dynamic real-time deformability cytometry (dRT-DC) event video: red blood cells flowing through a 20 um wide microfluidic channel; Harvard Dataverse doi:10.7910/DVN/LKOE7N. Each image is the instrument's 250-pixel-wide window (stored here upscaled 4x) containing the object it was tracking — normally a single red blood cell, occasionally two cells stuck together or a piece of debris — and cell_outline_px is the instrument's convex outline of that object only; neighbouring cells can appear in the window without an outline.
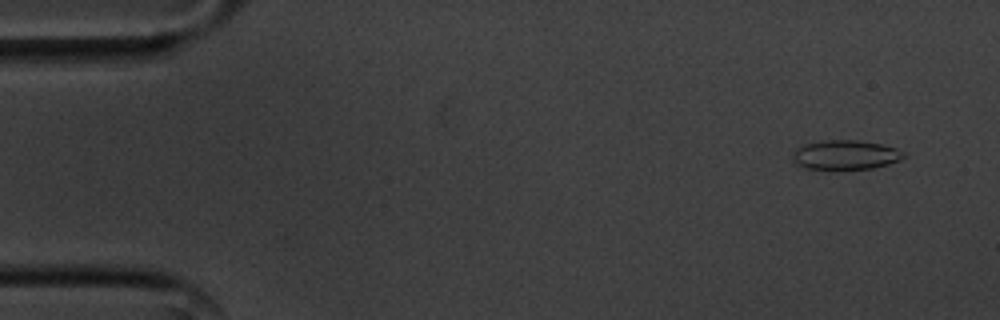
{"species": "common noctule bat (a hibernating species)", "species_latin": "Nyctalus noctula", "temperature_condition": "cold", "stored_images_in_passage": 56, "camera_frame_rate_fps": 3000, "um_per_image_px": 0.085, "animal": {"sex": "male", "body_mass_g": 20.1, "forearm_length_mm": 53.5}, "frame": {"image": 1, "passage_image": 4, "time_ms": 1.0, "image_size_px": [1000, 320], "cell_outline_px": [[904, 156], [900, 160], [888, 164], [872, 168], [804, 168], [796, 164], [792, 156], [792, 152], [796, 148], [804, 144], [824, 140], [856, 140], [880, 144], [896, 148], [904, 152]], "centroid_in_image_um": [71.84, 13.15], "position_along_channel_um": 13.2, "area_um2": 18.73}}
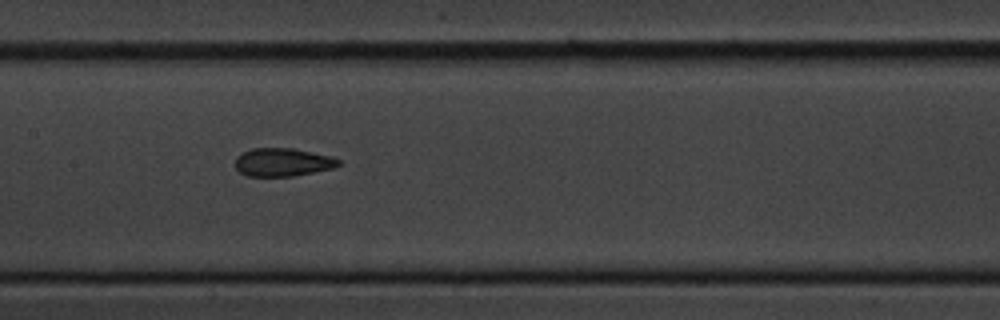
{"frame": {"image": 2, "passage_image": 27, "time_ms": 8.667, "image_size_px": [1000, 320], "cell_outline_px": [[340, 164], [332, 168], [292, 176], [248, 176], [240, 172], [236, 168], [236, 156], [252, 148], [292, 148], [332, 156], [340, 160]], "centroid_in_image_um": [24.02, 13.78], "position_along_channel_um": 183.4, "area_um2": 16.82}}
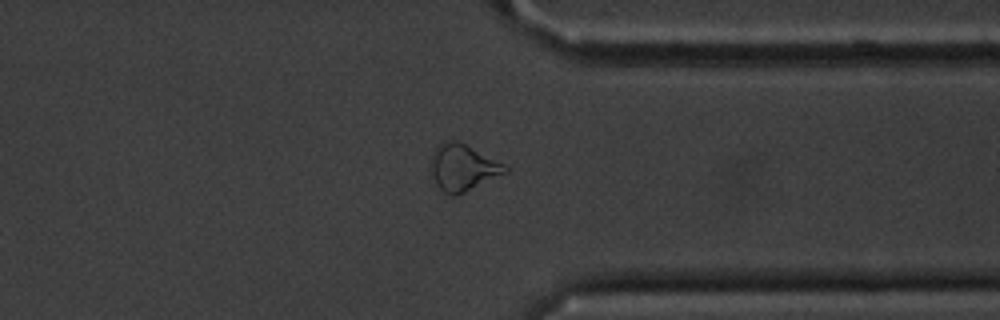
{"frame": {"image": 3, "passage_image": 43, "time_ms": 14.0, "image_size_px": [1000, 320], "cell_outline_px": [[508, 172], [456, 196], [448, 196], [436, 184], [432, 176], [432, 160], [436, 144], [444, 140], [460, 140], [504, 164], [508, 168]], "centroid_in_image_um": [39.34, 14.22], "position_along_channel_um": 372.1, "area_um2": 20.23}, "authors_computed_cell_mechanics": {"area_um2": 18.0914, "velocity_mm_per_s": 3.5924, "shape_relaxation_time_tau1_ms": 4.0934, "shape_relaxation_time_tau2_ms": 1.3914, "deformation_change_tau1": 0.117, "deformation_change_tau2": 0.0857}}